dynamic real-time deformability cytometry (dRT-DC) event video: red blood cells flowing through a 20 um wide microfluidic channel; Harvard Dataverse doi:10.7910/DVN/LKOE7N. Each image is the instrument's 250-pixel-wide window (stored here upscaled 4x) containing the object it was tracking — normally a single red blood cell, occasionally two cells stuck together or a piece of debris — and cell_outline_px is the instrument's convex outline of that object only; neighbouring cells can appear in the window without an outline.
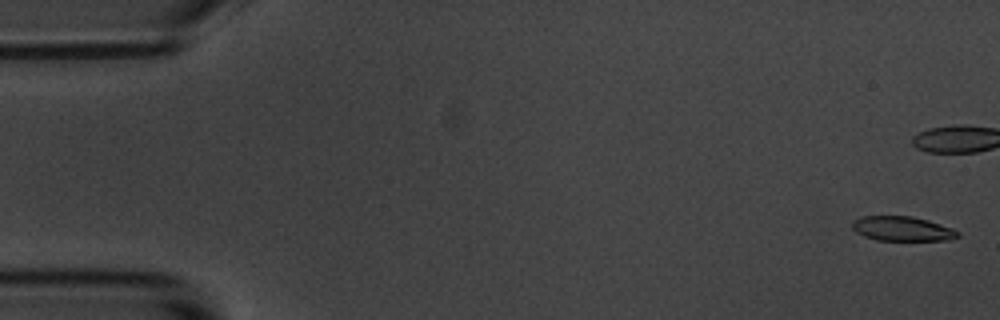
{"species": "common noctule bat (a hibernating species)", "species_latin": "Nyctalus noctula", "temperature_condition": "room temperature", "stored_images_in_passage": 6, "camera_frame_rate_fps": 3000, "um_per_image_px": 0.085, "animal": {"sex": "male", "body_mass_g": 20.1, "forearm_length_mm": 53.5}, "frame": {"image": 1, "passage_image": 1, "time_ms": 0.0, "image_size_px": [1000, 320], "cell_outline_px": [[960, 236], [948, 240], [876, 240], [864, 236], [856, 232], [852, 228], [852, 220], [860, 216], [912, 216], [928, 220], [952, 228], [960, 232]], "centroid_in_image_um": [76.68, 19.43], "position_along_channel_um": 8.3, "area_um2": 15.2}}